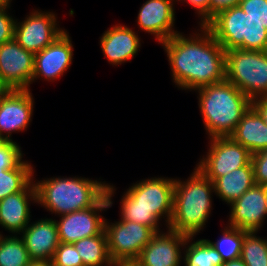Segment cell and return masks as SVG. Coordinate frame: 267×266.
I'll return each instance as SVG.
<instances>
[{"label":"cell","instance_id":"6da1fadb","mask_svg":"<svg viewBox=\"0 0 267 266\" xmlns=\"http://www.w3.org/2000/svg\"><path fill=\"white\" fill-rule=\"evenodd\" d=\"M199 28L195 34L186 37L179 32L160 43L167 54L172 81L182 90L193 91L225 80L226 51L205 26Z\"/></svg>","mask_w":267,"mask_h":266},{"label":"cell","instance_id":"7a4b0ae2","mask_svg":"<svg viewBox=\"0 0 267 266\" xmlns=\"http://www.w3.org/2000/svg\"><path fill=\"white\" fill-rule=\"evenodd\" d=\"M175 178L151 177L131 185L120 200V220H128L160 232V221L169 225L174 199ZM166 217V218H165Z\"/></svg>","mask_w":267,"mask_h":266},{"label":"cell","instance_id":"3957f363","mask_svg":"<svg viewBox=\"0 0 267 266\" xmlns=\"http://www.w3.org/2000/svg\"><path fill=\"white\" fill-rule=\"evenodd\" d=\"M214 184L197 167L184 181L175 178L173 211L168 228L187 236L199 235L211 216Z\"/></svg>","mask_w":267,"mask_h":266},{"label":"cell","instance_id":"277c9868","mask_svg":"<svg viewBox=\"0 0 267 266\" xmlns=\"http://www.w3.org/2000/svg\"><path fill=\"white\" fill-rule=\"evenodd\" d=\"M34 179L33 173L37 205L55 216L95 206L106 195L108 184L81 176Z\"/></svg>","mask_w":267,"mask_h":266},{"label":"cell","instance_id":"5b68a950","mask_svg":"<svg viewBox=\"0 0 267 266\" xmlns=\"http://www.w3.org/2000/svg\"><path fill=\"white\" fill-rule=\"evenodd\" d=\"M208 139L232 134L252 101L234 84L224 80L194 90Z\"/></svg>","mask_w":267,"mask_h":266},{"label":"cell","instance_id":"8992f818","mask_svg":"<svg viewBox=\"0 0 267 266\" xmlns=\"http://www.w3.org/2000/svg\"><path fill=\"white\" fill-rule=\"evenodd\" d=\"M225 51H267V29L248 16L239 5L224 9L205 25Z\"/></svg>","mask_w":267,"mask_h":266},{"label":"cell","instance_id":"52a82bcc","mask_svg":"<svg viewBox=\"0 0 267 266\" xmlns=\"http://www.w3.org/2000/svg\"><path fill=\"white\" fill-rule=\"evenodd\" d=\"M225 80L251 101L267 97V51L231 49L225 52Z\"/></svg>","mask_w":267,"mask_h":266},{"label":"cell","instance_id":"ba28073f","mask_svg":"<svg viewBox=\"0 0 267 266\" xmlns=\"http://www.w3.org/2000/svg\"><path fill=\"white\" fill-rule=\"evenodd\" d=\"M115 191V186L108 183L106 195L95 206L60 215L59 221L55 220L59 241L74 243L85 237L100 235L105 230L106 219L100 212L112 207Z\"/></svg>","mask_w":267,"mask_h":266},{"label":"cell","instance_id":"9c48e42d","mask_svg":"<svg viewBox=\"0 0 267 266\" xmlns=\"http://www.w3.org/2000/svg\"><path fill=\"white\" fill-rule=\"evenodd\" d=\"M108 253L113 263L134 262L156 233L151 227L128 220L105 219Z\"/></svg>","mask_w":267,"mask_h":266},{"label":"cell","instance_id":"30bf717a","mask_svg":"<svg viewBox=\"0 0 267 266\" xmlns=\"http://www.w3.org/2000/svg\"><path fill=\"white\" fill-rule=\"evenodd\" d=\"M209 150L196 167L212 182L251 162V152L230 136L209 140Z\"/></svg>","mask_w":267,"mask_h":266},{"label":"cell","instance_id":"8fae6325","mask_svg":"<svg viewBox=\"0 0 267 266\" xmlns=\"http://www.w3.org/2000/svg\"><path fill=\"white\" fill-rule=\"evenodd\" d=\"M54 13L33 9L24 20L18 22L16 19L14 39L24 49L34 54L43 50L66 31L60 28Z\"/></svg>","mask_w":267,"mask_h":266},{"label":"cell","instance_id":"7c38bea8","mask_svg":"<svg viewBox=\"0 0 267 266\" xmlns=\"http://www.w3.org/2000/svg\"><path fill=\"white\" fill-rule=\"evenodd\" d=\"M34 53L13 38L0 45V78L9 90H30Z\"/></svg>","mask_w":267,"mask_h":266},{"label":"cell","instance_id":"4fadbf2b","mask_svg":"<svg viewBox=\"0 0 267 266\" xmlns=\"http://www.w3.org/2000/svg\"><path fill=\"white\" fill-rule=\"evenodd\" d=\"M166 229L154 234L133 262L136 266H181L187 235Z\"/></svg>","mask_w":267,"mask_h":266},{"label":"cell","instance_id":"5bb4252c","mask_svg":"<svg viewBox=\"0 0 267 266\" xmlns=\"http://www.w3.org/2000/svg\"><path fill=\"white\" fill-rule=\"evenodd\" d=\"M31 90H9L0 99V135L13 140L12 133L23 132L31 125L34 98Z\"/></svg>","mask_w":267,"mask_h":266},{"label":"cell","instance_id":"9a60e30c","mask_svg":"<svg viewBox=\"0 0 267 266\" xmlns=\"http://www.w3.org/2000/svg\"><path fill=\"white\" fill-rule=\"evenodd\" d=\"M73 44L67 30L43 50L34 54L32 83L37 79L52 82L67 72L73 60Z\"/></svg>","mask_w":267,"mask_h":266},{"label":"cell","instance_id":"2e32d148","mask_svg":"<svg viewBox=\"0 0 267 266\" xmlns=\"http://www.w3.org/2000/svg\"><path fill=\"white\" fill-rule=\"evenodd\" d=\"M228 226L246 232H258L267 217L265 186L254 185L230 205Z\"/></svg>","mask_w":267,"mask_h":266},{"label":"cell","instance_id":"e0dca14e","mask_svg":"<svg viewBox=\"0 0 267 266\" xmlns=\"http://www.w3.org/2000/svg\"><path fill=\"white\" fill-rule=\"evenodd\" d=\"M175 0H147L137 16V26L143 32L153 35L160 44L179 31L175 30Z\"/></svg>","mask_w":267,"mask_h":266},{"label":"cell","instance_id":"ac0fdd59","mask_svg":"<svg viewBox=\"0 0 267 266\" xmlns=\"http://www.w3.org/2000/svg\"><path fill=\"white\" fill-rule=\"evenodd\" d=\"M31 203L37 204L33 180L22 191L0 200V226L20 235L31 221Z\"/></svg>","mask_w":267,"mask_h":266},{"label":"cell","instance_id":"d6986e66","mask_svg":"<svg viewBox=\"0 0 267 266\" xmlns=\"http://www.w3.org/2000/svg\"><path fill=\"white\" fill-rule=\"evenodd\" d=\"M136 32L130 27L116 24L102 33L100 47L110 64L118 66L138 55L141 38Z\"/></svg>","mask_w":267,"mask_h":266},{"label":"cell","instance_id":"ffe728a7","mask_svg":"<svg viewBox=\"0 0 267 266\" xmlns=\"http://www.w3.org/2000/svg\"><path fill=\"white\" fill-rule=\"evenodd\" d=\"M20 235L31 260L51 262L60 244L55 219L41 218L30 222Z\"/></svg>","mask_w":267,"mask_h":266},{"label":"cell","instance_id":"44dd1931","mask_svg":"<svg viewBox=\"0 0 267 266\" xmlns=\"http://www.w3.org/2000/svg\"><path fill=\"white\" fill-rule=\"evenodd\" d=\"M230 137L251 154L267 149V125L252 105L243 114Z\"/></svg>","mask_w":267,"mask_h":266},{"label":"cell","instance_id":"7402d4cb","mask_svg":"<svg viewBox=\"0 0 267 266\" xmlns=\"http://www.w3.org/2000/svg\"><path fill=\"white\" fill-rule=\"evenodd\" d=\"M216 197L230 205L255 185L251 162L213 181Z\"/></svg>","mask_w":267,"mask_h":266},{"label":"cell","instance_id":"603a6c76","mask_svg":"<svg viewBox=\"0 0 267 266\" xmlns=\"http://www.w3.org/2000/svg\"><path fill=\"white\" fill-rule=\"evenodd\" d=\"M193 239L194 236H187L182 259L184 266H221L224 263L207 239Z\"/></svg>","mask_w":267,"mask_h":266},{"label":"cell","instance_id":"cb8c5ba5","mask_svg":"<svg viewBox=\"0 0 267 266\" xmlns=\"http://www.w3.org/2000/svg\"><path fill=\"white\" fill-rule=\"evenodd\" d=\"M84 266H111L105 230L93 237H85L73 243Z\"/></svg>","mask_w":267,"mask_h":266},{"label":"cell","instance_id":"d4e9b609","mask_svg":"<svg viewBox=\"0 0 267 266\" xmlns=\"http://www.w3.org/2000/svg\"><path fill=\"white\" fill-rule=\"evenodd\" d=\"M34 172L33 165L23 159L12 169L0 170V200L22 191L33 180Z\"/></svg>","mask_w":267,"mask_h":266},{"label":"cell","instance_id":"484cf974","mask_svg":"<svg viewBox=\"0 0 267 266\" xmlns=\"http://www.w3.org/2000/svg\"><path fill=\"white\" fill-rule=\"evenodd\" d=\"M31 261L21 235L2 236L0 240V266H28Z\"/></svg>","mask_w":267,"mask_h":266},{"label":"cell","instance_id":"4316f807","mask_svg":"<svg viewBox=\"0 0 267 266\" xmlns=\"http://www.w3.org/2000/svg\"><path fill=\"white\" fill-rule=\"evenodd\" d=\"M246 233V231L227 225L222 229L221 238L219 237L215 242L207 240L221 255L223 262H227L240 258L242 242Z\"/></svg>","mask_w":267,"mask_h":266},{"label":"cell","instance_id":"83f0119b","mask_svg":"<svg viewBox=\"0 0 267 266\" xmlns=\"http://www.w3.org/2000/svg\"><path fill=\"white\" fill-rule=\"evenodd\" d=\"M247 232L242 242L240 258L247 266H267V237Z\"/></svg>","mask_w":267,"mask_h":266},{"label":"cell","instance_id":"f1b7e54d","mask_svg":"<svg viewBox=\"0 0 267 266\" xmlns=\"http://www.w3.org/2000/svg\"><path fill=\"white\" fill-rule=\"evenodd\" d=\"M51 265L84 266L83 261L73 243H61L51 260Z\"/></svg>","mask_w":267,"mask_h":266},{"label":"cell","instance_id":"f546056e","mask_svg":"<svg viewBox=\"0 0 267 266\" xmlns=\"http://www.w3.org/2000/svg\"><path fill=\"white\" fill-rule=\"evenodd\" d=\"M19 144L13 140L0 145V170L14 168L24 157Z\"/></svg>","mask_w":267,"mask_h":266},{"label":"cell","instance_id":"4dcf8cb0","mask_svg":"<svg viewBox=\"0 0 267 266\" xmlns=\"http://www.w3.org/2000/svg\"><path fill=\"white\" fill-rule=\"evenodd\" d=\"M238 5L267 29V0H240Z\"/></svg>","mask_w":267,"mask_h":266},{"label":"cell","instance_id":"1f68e13d","mask_svg":"<svg viewBox=\"0 0 267 266\" xmlns=\"http://www.w3.org/2000/svg\"><path fill=\"white\" fill-rule=\"evenodd\" d=\"M251 164L255 184L267 186V149L252 154Z\"/></svg>","mask_w":267,"mask_h":266},{"label":"cell","instance_id":"d6a6232c","mask_svg":"<svg viewBox=\"0 0 267 266\" xmlns=\"http://www.w3.org/2000/svg\"><path fill=\"white\" fill-rule=\"evenodd\" d=\"M11 6L0 7V45L14 38L15 17L8 12Z\"/></svg>","mask_w":267,"mask_h":266},{"label":"cell","instance_id":"836d02e7","mask_svg":"<svg viewBox=\"0 0 267 266\" xmlns=\"http://www.w3.org/2000/svg\"><path fill=\"white\" fill-rule=\"evenodd\" d=\"M176 2H186L197 13L200 19L198 25L205 26L211 20V3L210 0H175Z\"/></svg>","mask_w":267,"mask_h":266},{"label":"cell","instance_id":"e575fe53","mask_svg":"<svg viewBox=\"0 0 267 266\" xmlns=\"http://www.w3.org/2000/svg\"><path fill=\"white\" fill-rule=\"evenodd\" d=\"M240 0H210L211 3V19L218 12L238 5Z\"/></svg>","mask_w":267,"mask_h":266},{"label":"cell","instance_id":"d590c367","mask_svg":"<svg viewBox=\"0 0 267 266\" xmlns=\"http://www.w3.org/2000/svg\"><path fill=\"white\" fill-rule=\"evenodd\" d=\"M252 106L259 112L264 120V123L267 125V97L253 100Z\"/></svg>","mask_w":267,"mask_h":266},{"label":"cell","instance_id":"8d00e7d4","mask_svg":"<svg viewBox=\"0 0 267 266\" xmlns=\"http://www.w3.org/2000/svg\"><path fill=\"white\" fill-rule=\"evenodd\" d=\"M221 266H247L241 258L224 262Z\"/></svg>","mask_w":267,"mask_h":266},{"label":"cell","instance_id":"74e56055","mask_svg":"<svg viewBox=\"0 0 267 266\" xmlns=\"http://www.w3.org/2000/svg\"><path fill=\"white\" fill-rule=\"evenodd\" d=\"M28 266H51V262L32 260Z\"/></svg>","mask_w":267,"mask_h":266},{"label":"cell","instance_id":"f35d334b","mask_svg":"<svg viewBox=\"0 0 267 266\" xmlns=\"http://www.w3.org/2000/svg\"><path fill=\"white\" fill-rule=\"evenodd\" d=\"M9 91V88L3 83L0 78V99Z\"/></svg>","mask_w":267,"mask_h":266},{"label":"cell","instance_id":"ab89813d","mask_svg":"<svg viewBox=\"0 0 267 266\" xmlns=\"http://www.w3.org/2000/svg\"><path fill=\"white\" fill-rule=\"evenodd\" d=\"M111 266H136L133 262L127 263H113Z\"/></svg>","mask_w":267,"mask_h":266},{"label":"cell","instance_id":"60d3db41","mask_svg":"<svg viewBox=\"0 0 267 266\" xmlns=\"http://www.w3.org/2000/svg\"><path fill=\"white\" fill-rule=\"evenodd\" d=\"M12 0H0V7L2 6H10Z\"/></svg>","mask_w":267,"mask_h":266},{"label":"cell","instance_id":"b9f144b4","mask_svg":"<svg viewBox=\"0 0 267 266\" xmlns=\"http://www.w3.org/2000/svg\"><path fill=\"white\" fill-rule=\"evenodd\" d=\"M265 204L267 208V186H265Z\"/></svg>","mask_w":267,"mask_h":266},{"label":"cell","instance_id":"7bdbcfd3","mask_svg":"<svg viewBox=\"0 0 267 266\" xmlns=\"http://www.w3.org/2000/svg\"><path fill=\"white\" fill-rule=\"evenodd\" d=\"M6 140L0 135V145L4 143Z\"/></svg>","mask_w":267,"mask_h":266},{"label":"cell","instance_id":"ee69618b","mask_svg":"<svg viewBox=\"0 0 267 266\" xmlns=\"http://www.w3.org/2000/svg\"><path fill=\"white\" fill-rule=\"evenodd\" d=\"M2 236H3V234H2L1 231H0V240H1Z\"/></svg>","mask_w":267,"mask_h":266}]
</instances>
